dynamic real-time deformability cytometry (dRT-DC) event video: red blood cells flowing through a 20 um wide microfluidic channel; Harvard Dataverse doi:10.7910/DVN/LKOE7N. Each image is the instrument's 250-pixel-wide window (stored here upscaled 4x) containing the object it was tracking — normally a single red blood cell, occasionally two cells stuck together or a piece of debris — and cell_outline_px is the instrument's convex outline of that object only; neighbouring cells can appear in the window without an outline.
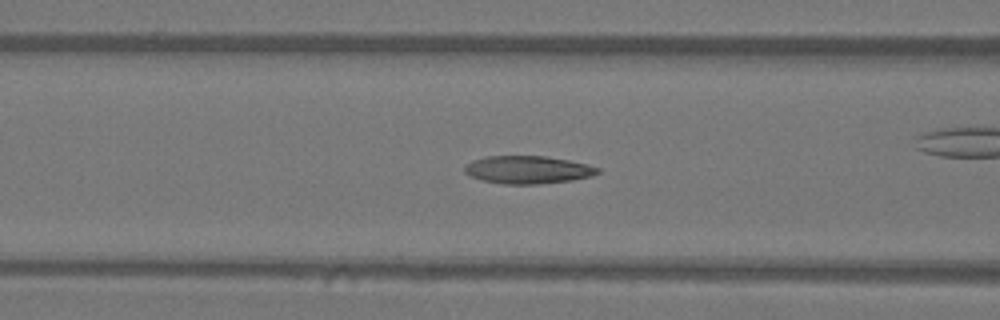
{"species": "Egyptian fruit bat (a non-hibernating species)", "species_latin": "Rousettus aegyptiacus", "temperature_condition": "warm", "stored_images_in_passage": 51, "camera_frame_rate_fps": 3000, "um_per_image_px": 0.085, "animal": {"sex": "female"}, "frame": {"image": 1, "passage_image": 21, "time_ms": 6.667, "image_size_px": [1000, 320], "cell_outline_px": [[600, 172], [592, 176], [572, 180], [536, 184], [504, 184], [480, 180], [464, 172], [464, 168], [472, 160], [488, 156], [548, 156], [588, 164], [600, 168]], "centroid_in_image_um": [44.89, 14.43], "position_along_channel_um": 121.7, "area_um2": 21.56}}
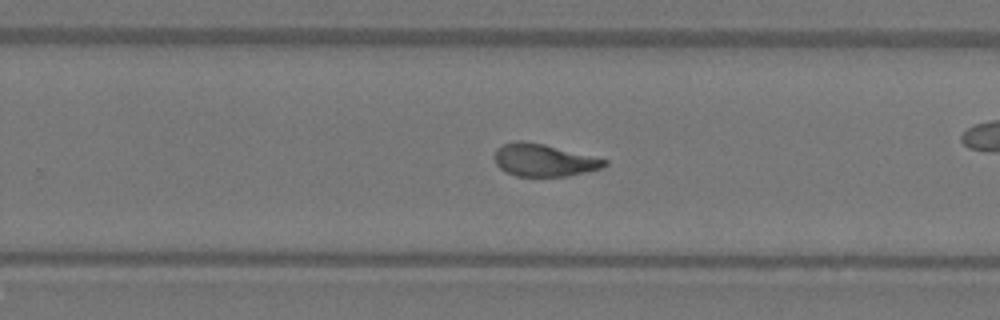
{"frame": {"image": 2, "passage_image": 33, "time_ms": 10.667, "image_size_px": [1000, 320], "cell_outline_px": [[608, 164], [604, 168], [588, 172], [568, 176], [516, 176], [504, 172], [496, 164], [492, 156], [496, 148], [504, 144], [516, 140], [524, 140], [544, 144], [608, 160]], "centroid_in_image_um": [46.2, 13.62], "position_along_channel_um": 283.6, "area_um2": 21.1}}
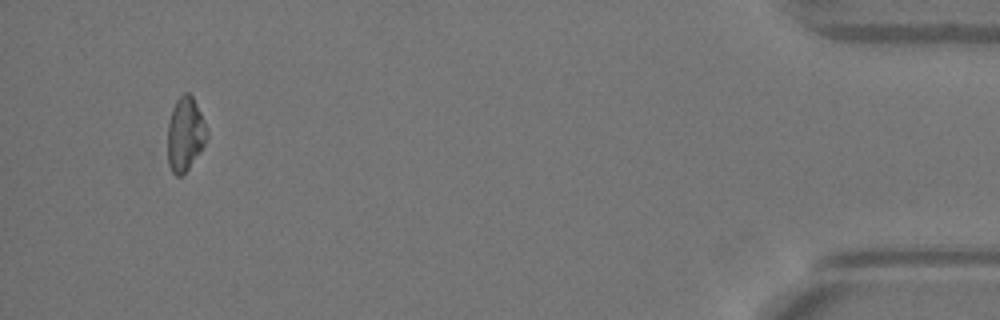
{"frame": {"image": 3, "passage_image": 49, "time_ms": 16.0, "image_size_px": [1000, 320], "cell_outline_px": [[208, 136], [204, 144], [188, 168], [180, 176], [176, 176], [172, 172], [168, 164], [168, 124], [172, 108], [176, 100], [184, 92], [188, 92], [192, 96], [204, 120], [208, 132]], "centroid_in_image_um": [15.73, 11.38], "position_along_channel_um": 419.5, "area_um2": 16.7}, "authors_computed_cell_mechanics": {"area_um2": 21.6172, "velocity_mm_per_s": 4.0647, "shape_relaxation_time_tau1_ms": 4.5579, "shape_relaxation_time_tau2_ms": 1.8786, "deformation_change_tau1": 0.2049, "deformation_change_tau2": 0.0935}}